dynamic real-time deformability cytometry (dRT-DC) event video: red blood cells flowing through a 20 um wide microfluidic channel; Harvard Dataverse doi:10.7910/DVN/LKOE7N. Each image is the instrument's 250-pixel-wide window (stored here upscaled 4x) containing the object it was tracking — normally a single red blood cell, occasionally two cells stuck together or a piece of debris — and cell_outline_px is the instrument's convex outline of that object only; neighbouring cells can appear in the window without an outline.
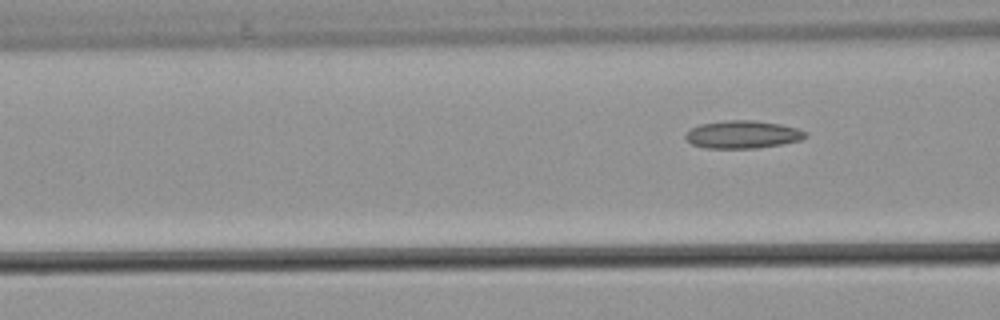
{"species": "common noctule bat (a hibernating species)", "species_latin": "Nyctalus noctula", "temperature_condition": "warm", "stored_images_in_passage": 5, "camera_frame_rate_fps": 3000, "um_per_image_px": 0.085, "animal": {"sex": "male", "body_mass_g": 21.5, "forearm_length_mm": 52.0}, "frame": {"image": 1, "passage_image": 5, "time_ms": 5.0, "image_size_px": [1000, 320], "cell_outline_px": [[808, 136], [800, 140], [780, 144], [756, 148], [704, 148], [692, 144], [684, 136], [692, 128], [700, 124], [724, 120], [756, 120], [780, 124], [796, 128], [804, 132]], "centroid_in_image_um": [63.1, 11.42], "position_along_channel_um": 103.5, "area_um2": 19.25}}